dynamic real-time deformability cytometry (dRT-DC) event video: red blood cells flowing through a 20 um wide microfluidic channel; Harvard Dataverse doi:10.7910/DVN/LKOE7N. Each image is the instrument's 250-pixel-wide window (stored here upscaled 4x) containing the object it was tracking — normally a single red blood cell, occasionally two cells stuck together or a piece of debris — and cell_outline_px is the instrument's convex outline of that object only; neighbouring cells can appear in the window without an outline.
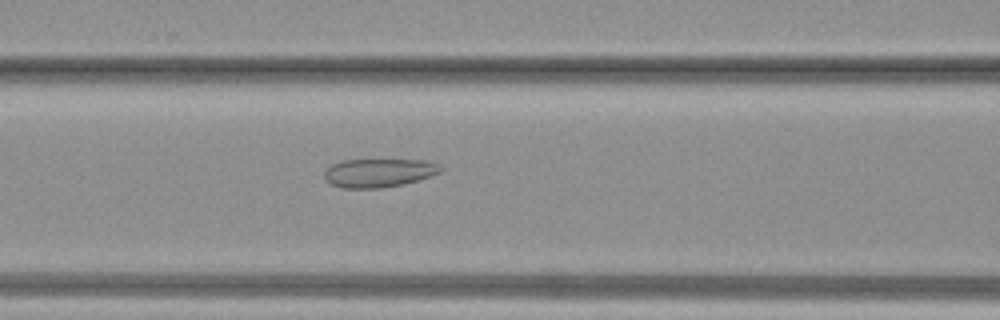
{"species": "common noctule bat (a hibernating species)", "species_latin": "Nyctalus noctula", "temperature_condition": "warm", "stored_images_in_passage": 30, "camera_frame_rate_fps": 3000, "um_per_image_px": 0.085, "animal": {"sex": "female", "body_mass_g": 19.3, "forearm_length_mm": 54.1}, "frame": {"image": 1, "passage_image": 7, "time_ms": 2.0, "image_size_px": [1000, 320], "cell_outline_px": [[444, 168], [440, 172], [404, 184], [380, 188], [340, 188], [332, 184], [324, 176], [324, 172], [332, 164], [340, 160], [424, 160], [440, 164]], "centroid_in_image_um": [32.2, 14.68], "position_along_channel_um": 134.4, "area_um2": 19.25}}
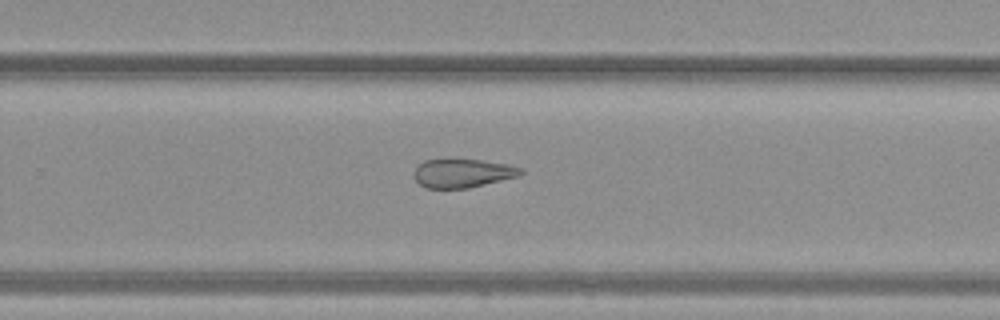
{"frame": {"image": 2, "passage_image": 16, "time_ms": 5.0, "image_size_px": [1000, 320], "cell_outline_px": [[524, 172], [516, 176], [468, 188], [428, 188], [420, 184], [416, 180], [416, 168], [424, 160], [484, 160], [508, 164], [524, 168]], "centroid_in_image_um": [39.37, 14.72], "position_along_channel_um": 290.4, "area_um2": 17.4}}
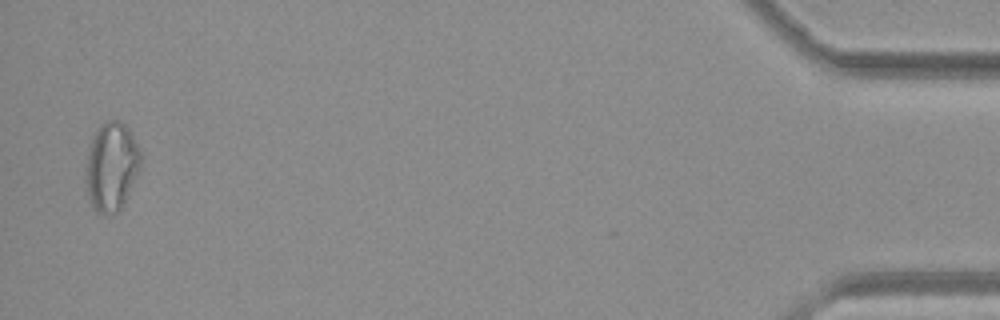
{"frame": {"image": 3, "passage_image": 29, "time_ms": 9.333, "image_size_px": [1000, 320], "cell_outline_px": [[140, 168], [124, 204], [116, 212], [104, 216], [96, 212], [88, 196], [84, 180], [84, 172], [88, 148], [92, 136], [96, 128], [104, 120], [120, 120], [128, 128], [140, 148]], "centroid_in_image_um": [9.44, 14.14], "position_along_channel_um": 425.8, "area_um2": 28.96}}